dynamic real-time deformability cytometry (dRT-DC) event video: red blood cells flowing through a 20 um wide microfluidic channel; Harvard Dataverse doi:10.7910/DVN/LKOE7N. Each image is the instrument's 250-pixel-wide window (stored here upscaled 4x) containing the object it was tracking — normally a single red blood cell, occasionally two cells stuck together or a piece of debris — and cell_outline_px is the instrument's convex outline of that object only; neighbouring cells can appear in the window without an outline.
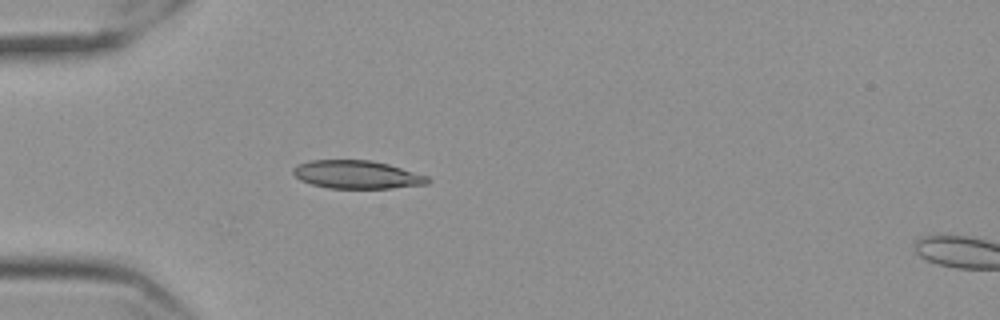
{"species": "Egyptian fruit bat (a non-hibernating species)", "species_latin": "Rousettus aegyptiacus", "temperature_condition": "cold", "stored_images_in_passage": 16, "camera_frame_rate_fps": 3000, "um_per_image_px": 0.085, "frame": {"image": 1, "passage_image": 1, "time_ms": 0.0, "image_size_px": [1000, 320], "cell_outline_px": [[432, 180], [428, 184], [392, 188], [328, 188], [312, 184], [300, 180], [292, 172], [292, 168], [300, 164], [312, 160], [372, 160], [388, 164], [428, 176]], "centroid_in_image_um": [30.36, 14.84], "position_along_channel_um": 54.6, "area_um2": 22.02}}
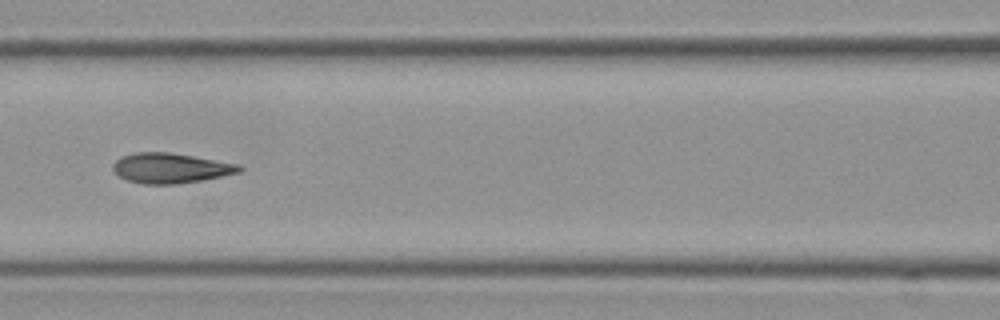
{"frame": {"image": 2, "passage_image": 10, "time_ms": 3.0, "image_size_px": [1000, 320], "cell_outline_px": [[244, 168], [240, 172], [200, 180], [176, 184], [144, 184], [128, 180], [120, 176], [112, 168], [112, 164], [120, 156], [136, 152], [168, 152], [240, 164]], "centroid_in_image_um": [14.49, 14.28], "position_along_channel_um": 152.1, "area_um2": 21.96}}
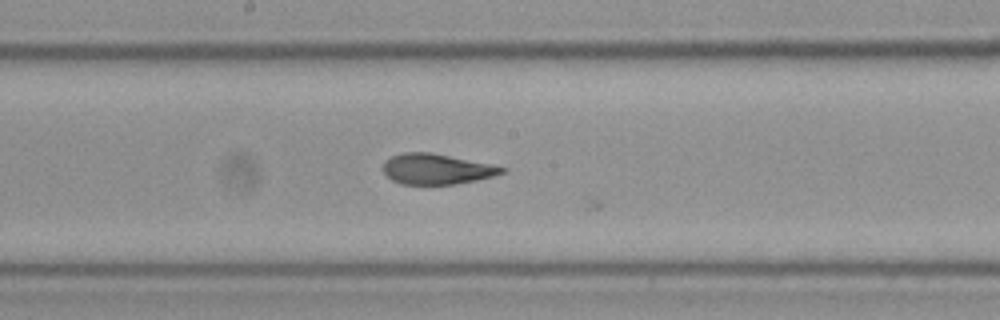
{"frame": {"image": 3, "passage_image": 15, "time_ms": 4.667, "image_size_px": [1000, 320], "cell_outline_px": [[504, 172], [492, 176], [476, 180], [456, 184], [400, 184], [392, 180], [384, 172], [384, 164], [392, 156], [404, 152], [432, 152], [488, 164], [504, 168]], "centroid_in_image_um": [37.07, 14.37], "position_along_channel_um": 211.1, "area_um2": 20.63}}